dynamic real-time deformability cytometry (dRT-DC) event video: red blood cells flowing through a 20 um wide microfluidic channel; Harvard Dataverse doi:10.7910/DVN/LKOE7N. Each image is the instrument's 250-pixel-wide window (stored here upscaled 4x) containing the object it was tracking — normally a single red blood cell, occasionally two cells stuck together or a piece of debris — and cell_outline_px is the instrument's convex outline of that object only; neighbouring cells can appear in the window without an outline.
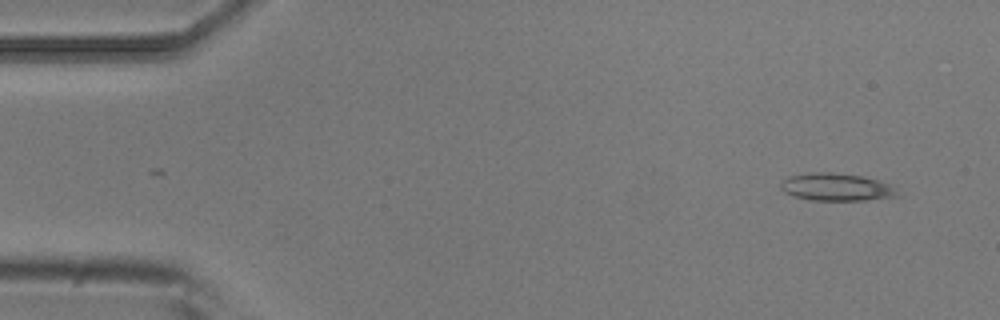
{"species": "common noctule bat (a hibernating species)", "species_latin": "Nyctalus noctula", "temperature_condition": "room temperature", "stored_images_in_passage": 4, "camera_frame_rate_fps": 3000, "um_per_image_px": 0.085, "animal": {"sex": "male", "body_mass_g": 20.5, "forearm_length_mm": 52.5}, "frame": {"image": 1, "passage_image": 1, "time_ms": 0.0, "image_size_px": [1000, 320], "cell_outline_px": [[900, 196], [868, 200], [812, 200], [792, 196], [784, 192], [780, 188], [780, 184], [788, 176], [812, 172], [832, 172], [860, 176], [880, 180], [888, 184]], "centroid_in_image_um": [71.05, 15.9], "position_along_channel_um": 13.9, "area_um2": 18.67}}
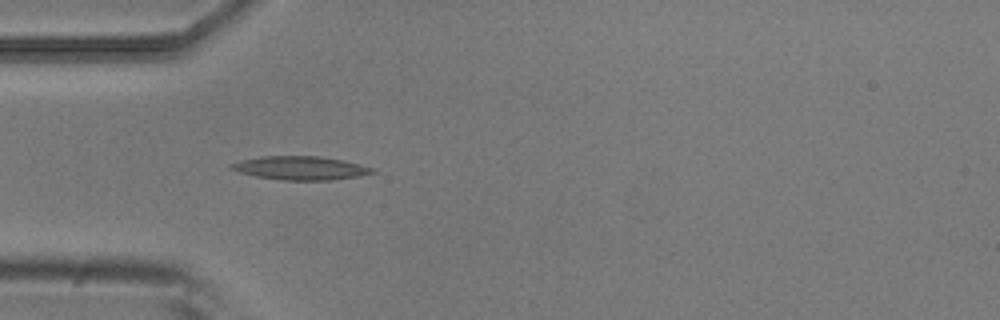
{"frame": {"image": 2, "passage_image": 4, "time_ms": 1.0, "image_size_px": [1000, 320], "cell_outline_px": [[376, 172], [360, 176], [332, 180], [280, 180], [256, 176], [240, 172], [228, 168], [228, 164], [240, 160], [260, 156], [320, 156], [344, 160], [376, 168]], "centroid_in_image_um": [25.55, 14.28], "position_along_channel_um": 59.5, "area_um2": 19.65}}